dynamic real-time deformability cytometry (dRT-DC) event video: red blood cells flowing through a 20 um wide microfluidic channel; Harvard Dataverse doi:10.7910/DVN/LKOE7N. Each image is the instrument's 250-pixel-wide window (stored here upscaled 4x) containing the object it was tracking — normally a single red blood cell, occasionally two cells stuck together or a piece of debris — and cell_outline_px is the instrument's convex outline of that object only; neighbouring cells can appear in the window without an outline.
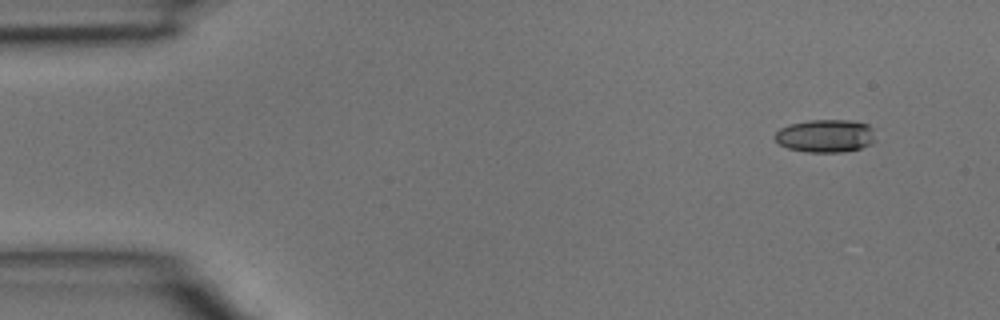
{"species": "common noctule bat (a hibernating species)", "species_latin": "Nyctalus noctula", "temperature_condition": "room temperature", "stored_images_in_passage": 4, "camera_frame_rate_fps": 3000, "um_per_image_px": 0.085, "animal": {"sex": "male", "body_mass_g": 15.6}, "frame": {"image": 1, "passage_image": 1, "time_ms": 0.0, "image_size_px": [1000, 320], "cell_outline_px": [[876, 140], [872, 144], [860, 148], [840, 152], [804, 152], [788, 148], [780, 144], [772, 136], [780, 128], [788, 124], [808, 120], [848, 120], [868, 124], [872, 128]], "centroid_in_image_um": [70.16, 11.55], "position_along_channel_um": 14.8, "area_um2": 19.48}}
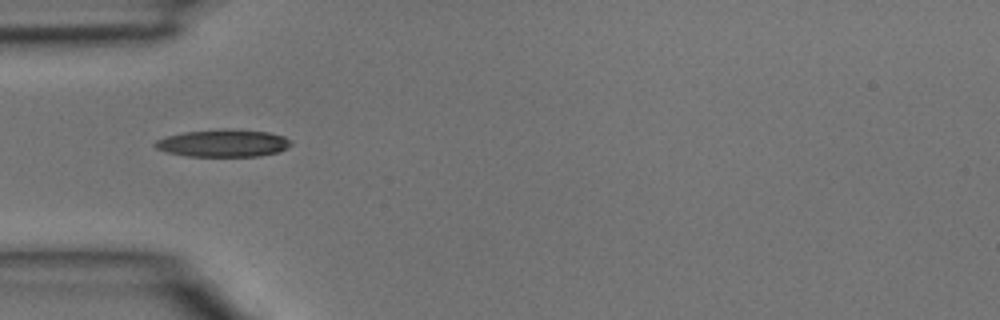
{"frame": {"image": 2, "passage_image": 4, "time_ms": 1.0, "image_size_px": [1000, 320], "cell_outline_px": [[292, 144], [288, 148], [280, 152], [260, 156], [184, 156], [168, 152], [156, 148], [152, 144], [156, 140], [164, 136], [184, 132], [224, 128], [268, 132], [284, 136], [292, 140]], "centroid_in_image_um": [18.99, 12.16], "position_along_channel_um": 66.0, "area_um2": 22.02}}